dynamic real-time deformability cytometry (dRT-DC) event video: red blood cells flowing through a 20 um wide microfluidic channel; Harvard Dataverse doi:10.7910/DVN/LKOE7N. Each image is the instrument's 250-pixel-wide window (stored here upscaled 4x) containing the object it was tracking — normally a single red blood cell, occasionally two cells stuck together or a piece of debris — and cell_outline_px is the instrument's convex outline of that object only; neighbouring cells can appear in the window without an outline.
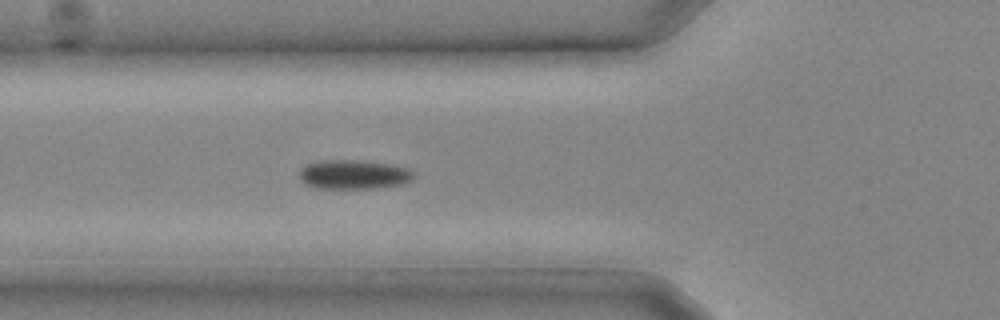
{"species": "common noctule bat (a hibernating species)", "species_latin": "Nyctalus noctula", "temperature_condition": "cold", "stored_images_in_passage": 26, "camera_frame_rate_fps": 3000, "um_per_image_px": 0.085, "animal": {"sex": "male", "body_mass_g": 20.4}, "frame": {"image": 1, "passage_image": 9, "time_ms": 2.667, "image_size_px": [1000, 320], "cell_outline_px": [[416, 176], [412, 180], [404, 184], [372, 188], [312, 188], [304, 184], [300, 180], [300, 168], [304, 164], [320, 160], [356, 160], [392, 164], [408, 168], [416, 172]], "centroid_in_image_um": [30.06, 14.83], "position_along_channel_um": 95.7, "area_um2": 19.88}}
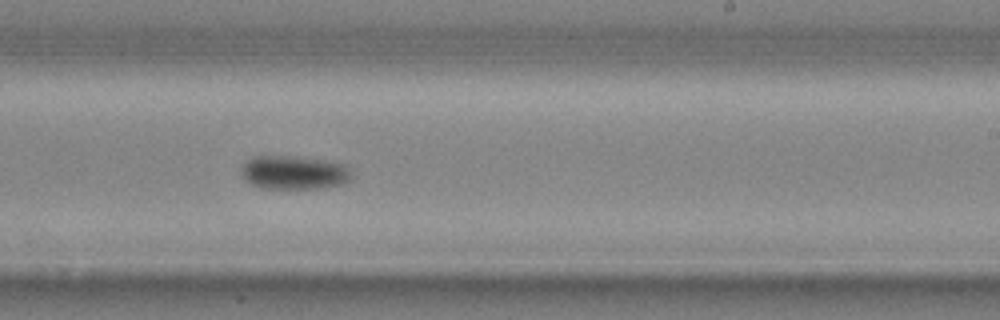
{"frame": {"image": 2, "passage_image": 16, "time_ms": 5.0, "image_size_px": [1000, 320], "cell_outline_px": [[352, 176], [348, 180], [340, 184], [320, 188], [264, 188], [252, 184], [244, 180], [240, 176], [240, 168], [244, 160], [252, 156], [292, 156], [332, 160], [348, 164]], "centroid_in_image_um": [24.96, 14.63], "position_along_channel_um": 264.0, "area_um2": 22.14}}
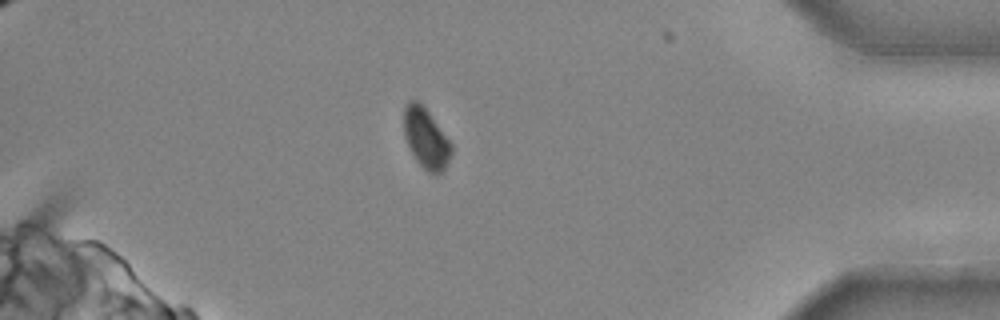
{"frame": {"image": 3, "passage_image": 23, "time_ms": 7.333, "image_size_px": [1000, 320], "cell_outline_px": [[452, 152], [444, 168], [440, 172], [428, 172], [416, 160], [404, 136], [404, 108], [408, 100], [416, 100], [428, 112], [452, 144]], "centroid_in_image_um": [36.19, 11.74], "position_along_channel_um": 399.0, "area_um2": 16.13}}